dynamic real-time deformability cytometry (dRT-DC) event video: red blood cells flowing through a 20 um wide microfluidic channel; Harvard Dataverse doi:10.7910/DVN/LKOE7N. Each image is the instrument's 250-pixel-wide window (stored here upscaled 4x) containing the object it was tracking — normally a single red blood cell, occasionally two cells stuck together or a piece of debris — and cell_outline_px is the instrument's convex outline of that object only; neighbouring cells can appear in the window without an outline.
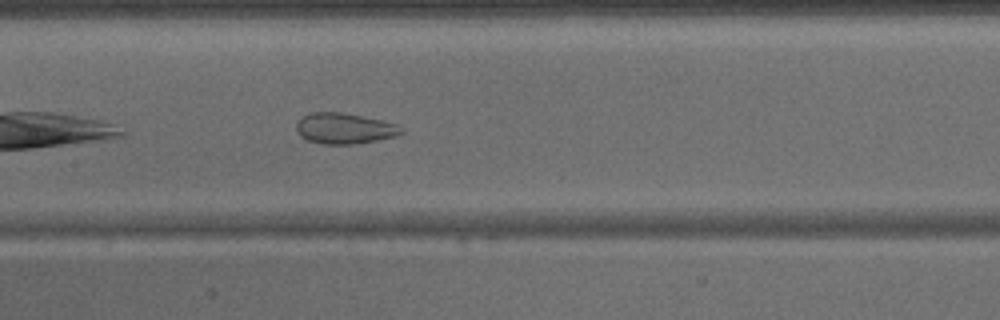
{"species": "common noctule bat (a hibernating species)", "species_latin": "Nyctalus noctula", "temperature_condition": "warm", "stored_images_in_passage": 30, "camera_frame_rate_fps": 3000, "um_per_image_px": 0.085, "animal": {"sex": "male", "body_mass_g": 15.6}, "frame": {"image": 1, "passage_image": 9, "time_ms": 2.667, "image_size_px": [1000, 320], "cell_outline_px": [[404, 132], [396, 136], [376, 140], [352, 144], [320, 144], [308, 140], [300, 136], [296, 132], [296, 124], [304, 116], [312, 112], [340, 112], [380, 120], [396, 124]], "centroid_in_image_um": [29.24, 10.92], "position_along_channel_um": 178.2, "area_um2": 18.55}}